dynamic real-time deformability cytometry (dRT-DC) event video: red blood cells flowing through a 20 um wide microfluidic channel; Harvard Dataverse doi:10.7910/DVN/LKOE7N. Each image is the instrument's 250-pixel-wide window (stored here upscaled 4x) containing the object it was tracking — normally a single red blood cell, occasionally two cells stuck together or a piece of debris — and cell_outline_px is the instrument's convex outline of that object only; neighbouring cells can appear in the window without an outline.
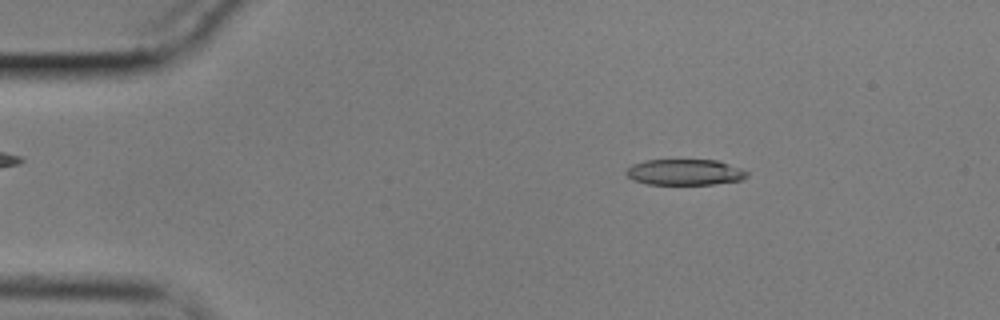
{"species": "common noctule bat (a hibernating species)", "species_latin": "Nyctalus noctula", "temperature_condition": "cold", "stored_images_in_passage": 55, "camera_frame_rate_fps": 3000, "um_per_image_px": 0.085, "animal": {"sex": "male", "body_mass_g": 17.9}, "frame": {"image": 1, "passage_image": 8, "time_ms": 2.333, "image_size_px": [1000, 320], "cell_outline_px": [[748, 176], [740, 180], [712, 184], [648, 184], [632, 180], [624, 172], [632, 164], [644, 160], [716, 160], [740, 168], [748, 172]], "centroid_in_image_um": [58.17, 14.63], "position_along_channel_um": 26.8, "area_um2": 18.15}}
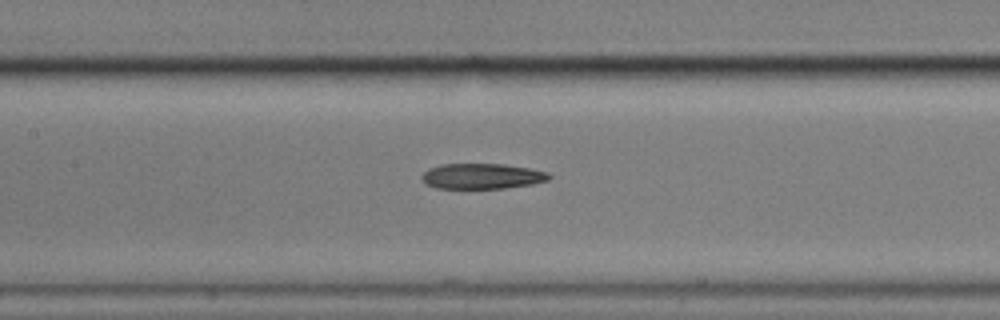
{"frame": {"image": 2, "passage_image": 25, "time_ms": 8.0, "image_size_px": [1000, 320], "cell_outline_px": [[552, 176], [548, 180], [532, 184], [504, 188], [436, 188], [424, 184], [420, 176], [428, 168], [440, 164], [504, 164], [528, 168], [548, 172]], "centroid_in_image_um": [40.93, 14.97], "position_along_channel_um": 166.5, "area_um2": 18.96}}
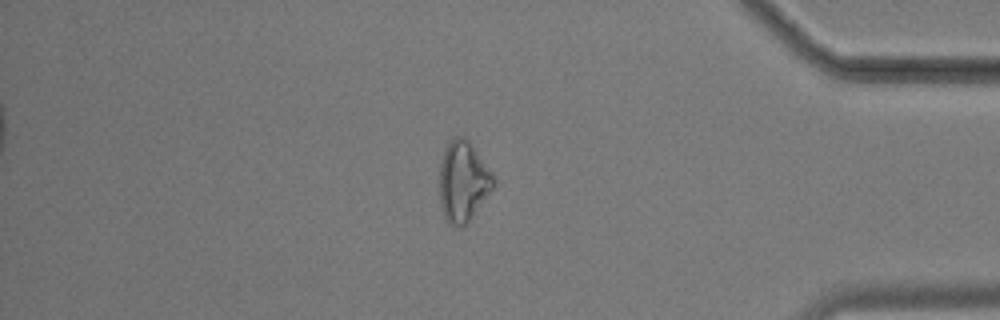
{"frame": {"image": 3, "passage_image": 47, "time_ms": 15.333, "image_size_px": [1000, 320], "cell_outline_px": [[496, 180], [492, 188], [464, 228], [460, 228], [448, 224], [444, 216], [440, 204], [440, 164], [444, 152], [452, 136], [464, 136]], "centroid_in_image_um": [39.33, 15.47], "position_along_channel_um": 395.9, "area_um2": 24.8}, "authors_computed_cell_mechanics": {"area_um2": 19.8254, "velocity_mm_per_s": 3.5322, "shape_relaxation_time_tau1_ms": null, "shape_relaxation_time_tau2_ms": 7.9367, "deformation_change_tau1": null, "deformation_change_tau2": 0.2032}}